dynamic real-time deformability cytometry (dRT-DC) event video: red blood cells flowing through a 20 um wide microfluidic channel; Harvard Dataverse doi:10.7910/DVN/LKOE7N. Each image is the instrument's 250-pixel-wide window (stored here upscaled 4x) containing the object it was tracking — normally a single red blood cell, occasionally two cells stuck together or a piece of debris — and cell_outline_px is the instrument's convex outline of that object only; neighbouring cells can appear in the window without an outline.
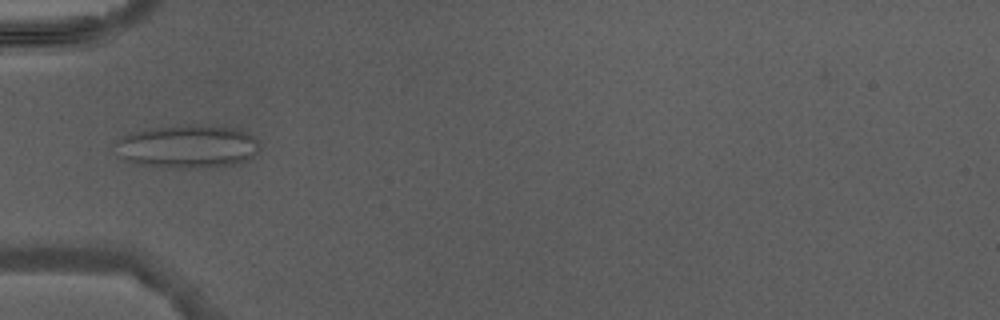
{"species": "Egyptian fruit bat (a non-hibernating species)", "species_latin": "Rousettus aegyptiacus", "temperature_condition": "warm", "stored_images_in_passage": 4, "camera_frame_rate_fps": 3000, "um_per_image_px": 0.085, "animal": {"sex": "male"}, "frame": {"image": 1, "passage_image": 3, "time_ms": 2.333, "image_size_px": [1000, 320], "cell_outline_px": [[260, 148], [248, 160], [232, 164], [212, 168], [164, 168], [140, 164], [124, 160], [120, 156], [120, 136], [132, 132], [152, 128], [192, 124], [204, 124], [236, 128], [252, 136], [260, 144]], "centroid_in_image_um": [16.0, 12.46], "position_along_channel_um": 69.0, "area_um2": 36.36}}
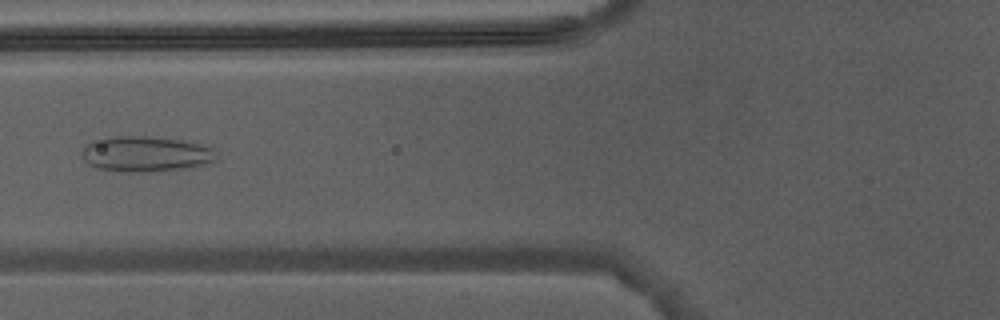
{"frame": {"image": 2, "passage_image": 4, "time_ms": 3.333, "image_size_px": [1000, 320], "cell_outline_px": [[212, 160], [204, 164], [184, 168], [124, 172], [96, 168], [88, 164], [80, 156], [80, 152], [92, 140], [116, 136], [144, 136], [180, 140], [200, 144], [212, 148]], "centroid_in_image_um": [12.25, 13.07], "position_along_channel_um": 113.5, "area_um2": 27.11}}